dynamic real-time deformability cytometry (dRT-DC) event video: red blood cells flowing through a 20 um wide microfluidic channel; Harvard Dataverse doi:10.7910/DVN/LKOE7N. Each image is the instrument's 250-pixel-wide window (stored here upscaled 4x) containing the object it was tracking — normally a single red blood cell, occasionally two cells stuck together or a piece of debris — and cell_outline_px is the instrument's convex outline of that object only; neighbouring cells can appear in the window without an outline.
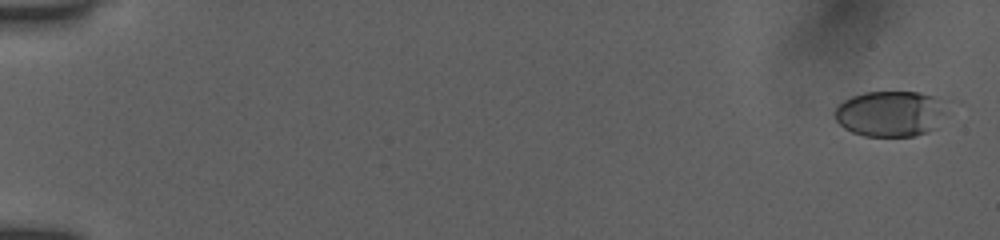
{"species": "human", "species_latin": "Homo sapiens", "temperature_condition": "room temperature", "stored_images_in_passage": 54, "camera_frame_rate_fps": 3000, "um_per_image_px": 0.085, "donor": {"sex": "female"}, "frame": {"image": 1, "passage_image": 2, "time_ms": 0.333, "image_size_px": [1000, 240], "cell_outline_px": [[960, 100], [936, 128], [916, 136], [864, 136], [852, 132], [844, 128], [836, 120], [836, 108], [844, 100], [852, 96], [864, 92], [920, 92]], "centroid_in_image_um": [75.94, 9.62], "position_along_channel_um": 9.1, "area_um2": 31.44}}
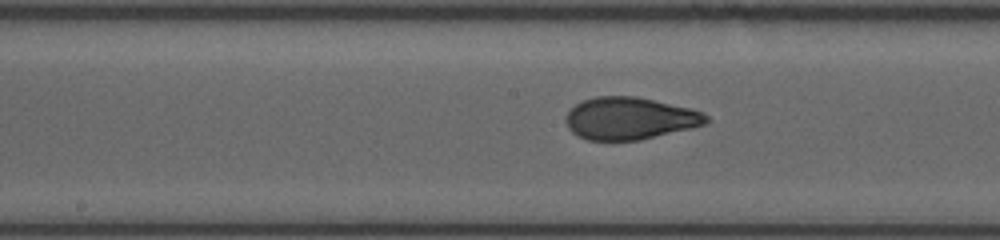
{"frame": {"image": 2, "passage_image": 30, "time_ms": 9.667, "image_size_px": [1000, 240], "cell_outline_px": [[712, 120], [704, 124], [692, 128], [640, 140], [588, 140], [576, 136], [568, 128], [564, 120], [568, 112], [576, 104], [584, 100], [596, 96], [636, 96], [692, 108], [704, 112]], "centroid_in_image_um": [53.55, 10.06], "position_along_channel_um": 194.6, "area_um2": 34.85}}
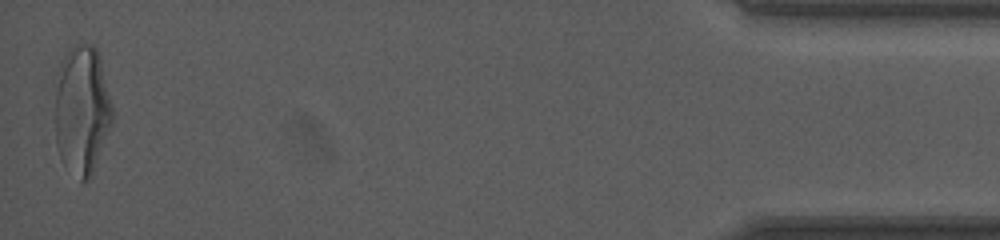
{"frame": {"image": 3, "passage_image": 54, "time_ms": 17.667, "image_size_px": [1000, 240], "cell_outline_px": [[112, 124], [92, 176], [88, 180], [80, 180], [64, 164], [60, 156], [56, 144], [56, 92], [60, 60], [68, 48], [76, 44], [92, 44], [96, 48], [100, 56], [112, 108]], "centroid_in_image_um": [6.97, 9.34], "position_along_channel_um": 428.2, "area_um2": 43.06}, "authors_computed_cell_mechanics": {"area_um2": 34.3332, "velocity_mm_per_s": 3.9215, "shape_relaxation_time_tau1_ms": 5.3052, "shape_relaxation_time_tau2_ms": 0.6873, "deformation_change_tau1": 0.2067, "deformation_change_tau2": 0.0634}}